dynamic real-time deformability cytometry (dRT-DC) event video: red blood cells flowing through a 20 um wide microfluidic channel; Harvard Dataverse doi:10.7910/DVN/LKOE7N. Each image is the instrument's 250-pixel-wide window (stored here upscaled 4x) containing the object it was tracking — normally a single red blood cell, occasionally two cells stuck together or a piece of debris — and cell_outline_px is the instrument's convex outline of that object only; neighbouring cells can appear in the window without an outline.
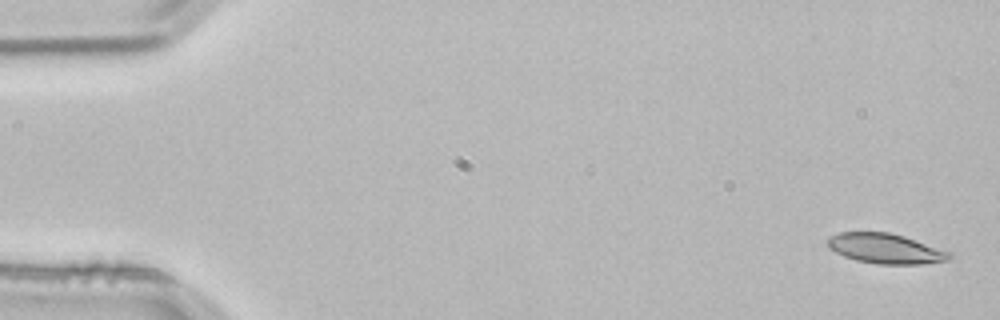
{"species": "common noctule bat (a hibernating species)", "species_latin": "Nyctalus noctula", "temperature_condition": "room temperature", "stored_images_in_passage": 4, "camera_frame_rate_fps": 3000, "um_per_image_px": 0.085, "animal": {"sex": "male", "body_mass_g": 21.5, "forearm_length_mm": 52.0}, "frame": {"image": 1, "passage_image": 1, "time_ms": 0.0, "image_size_px": [1000, 320], "cell_outline_px": [[952, 256], [948, 260], [920, 264], [876, 264], [856, 260], [844, 256], [828, 248], [828, 240], [832, 236], [840, 232], [888, 232], [904, 236], [952, 252]], "centroid_in_image_um": [75.29, 21.13], "position_along_channel_um": 9.7, "area_um2": 21.21}}
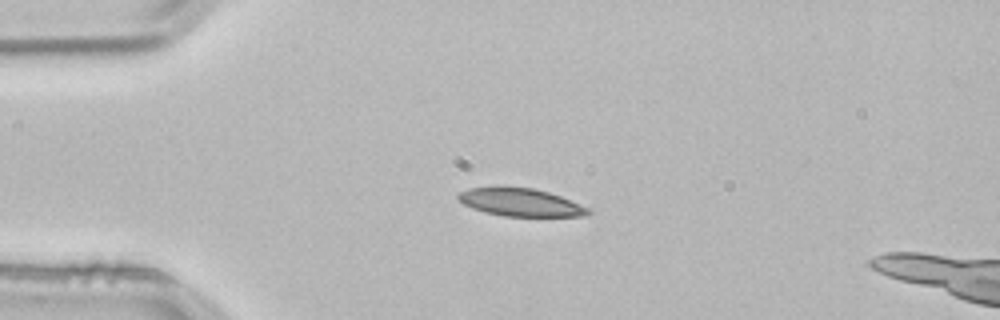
{"frame": {"image": 2, "passage_image": 3, "time_ms": 0.667, "image_size_px": [1000, 320], "cell_outline_px": [[592, 212], [584, 216], [504, 216], [484, 212], [472, 208], [464, 204], [456, 196], [460, 192], [468, 188], [532, 188], [548, 192], [560, 196], [588, 208]], "centroid_in_image_um": [44.24, 17.22], "position_along_channel_um": 40.8, "area_um2": 20.58}}
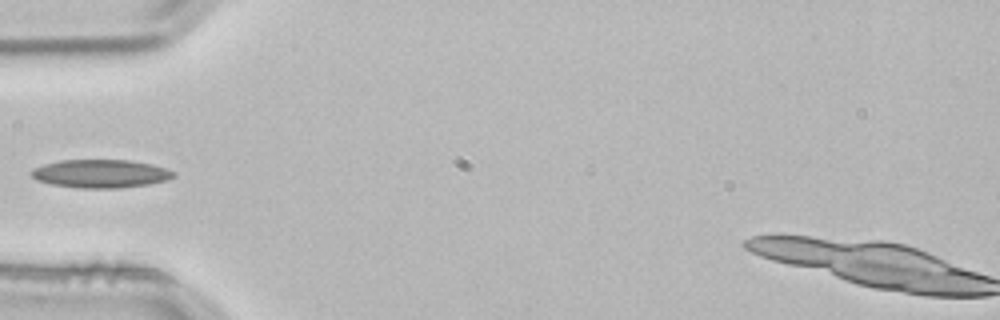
{"frame": {"image": 3, "passage_image": 4, "time_ms": 1.0, "image_size_px": [1000, 320], "cell_outline_px": [[176, 176], [168, 180], [148, 184], [120, 188], [76, 188], [52, 184], [36, 180], [32, 176], [32, 168], [44, 164], [60, 160], [128, 160], [152, 164], [176, 172]], "centroid_in_image_um": [8.56, 14.76], "position_along_channel_um": 76.4, "area_um2": 23.47}}